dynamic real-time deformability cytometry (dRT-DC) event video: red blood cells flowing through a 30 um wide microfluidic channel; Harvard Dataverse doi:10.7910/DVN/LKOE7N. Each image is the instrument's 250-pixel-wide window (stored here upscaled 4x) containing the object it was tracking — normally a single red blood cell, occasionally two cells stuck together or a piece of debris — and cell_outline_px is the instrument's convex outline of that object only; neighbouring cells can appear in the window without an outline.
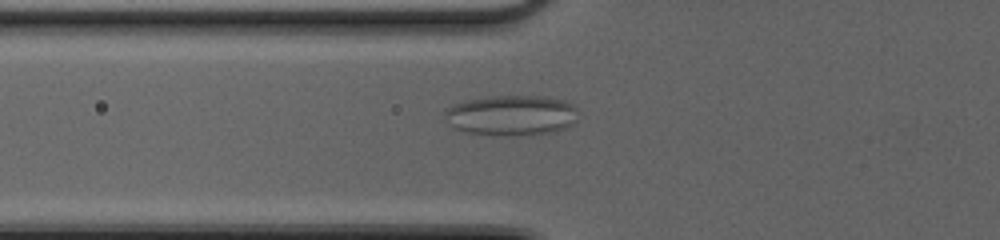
{"species": "common noctule bat (a hibernating species)", "species_latin": "Nyctalus noctula", "temperature_condition": "cold", "stored_images_in_passage": 54, "camera_frame_rate_fps": 3000, "um_per_image_px": 0.085, "animal": {"sex": "female", "body_mass_g": 20.0, "forearm_length_mm": 54.0}, "frame": {"image": 1, "passage_image": 23, "time_ms": 7.333, "image_size_px": [1000, 240], "cell_outline_px": [[576, 120], [568, 128], [552, 132], [516, 136], [504, 136], [464, 132], [448, 124], [444, 116], [444, 108], [464, 100], [488, 96], [544, 96], [564, 100], [572, 104], [576, 108]], "centroid_in_image_um": [43.44, 9.8], "position_along_channel_um": 82.4, "area_um2": 31.85}}
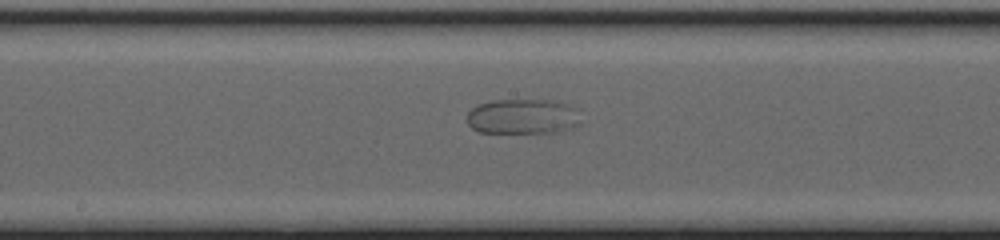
{"frame": {"image": 2, "passage_image": 32, "time_ms": 10.333, "image_size_px": [1000, 240], "cell_outline_px": [[580, 124], [572, 128], [552, 132], [480, 132], [472, 128], [468, 124], [468, 112], [476, 104], [492, 100], [552, 100], [568, 104], [580, 108]], "centroid_in_image_um": [44.48, 9.88], "position_along_channel_um": 203.7, "area_um2": 23.52}}
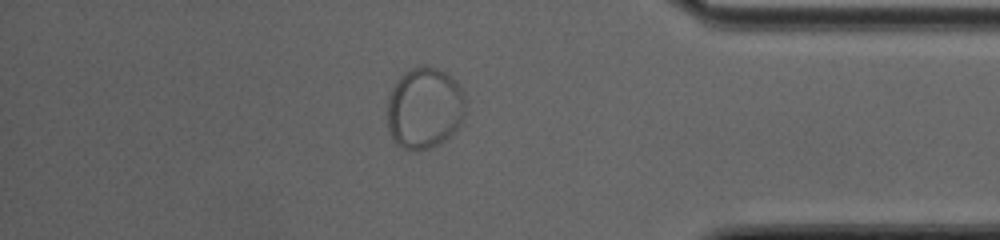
{"frame": {"image": 3, "passage_image": 48, "time_ms": 15.667, "image_size_px": [1000, 240], "cell_outline_px": [[464, 112], [460, 124], [440, 144], [428, 148], [400, 148], [392, 140], [388, 128], [388, 96], [396, 80], [404, 72], [412, 68], [424, 64], [436, 68], [452, 76], [464, 92]], "centroid_in_image_um": [36.06, 9.15], "position_along_channel_um": 399.1, "area_um2": 36.99}}